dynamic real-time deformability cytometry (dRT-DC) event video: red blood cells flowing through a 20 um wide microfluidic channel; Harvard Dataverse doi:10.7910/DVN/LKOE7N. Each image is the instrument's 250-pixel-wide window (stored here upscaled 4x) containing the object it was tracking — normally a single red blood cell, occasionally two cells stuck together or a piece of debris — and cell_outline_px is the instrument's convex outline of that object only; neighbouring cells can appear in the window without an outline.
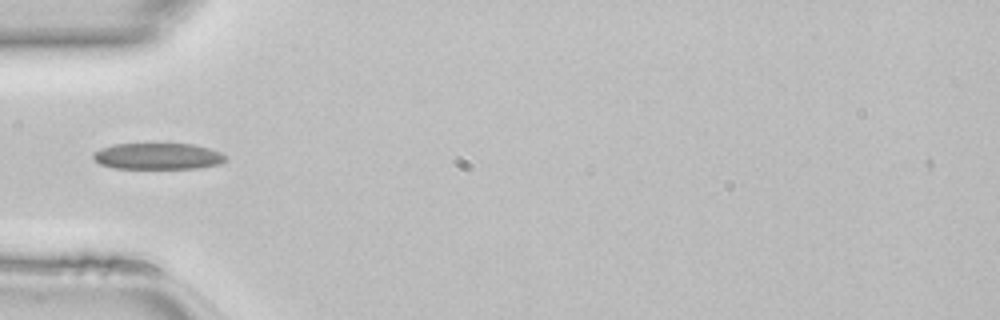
{"species": "common noctule bat (a hibernating species)", "species_latin": "Nyctalus noctula", "temperature_condition": "room temperature", "stored_images_in_passage": 34, "camera_frame_rate_fps": 3000, "um_per_image_px": 0.085, "animal": {"sex": "female", "body_mass_g": 22.7, "forearm_length_mm": 54.2}, "frame": {"image": 1, "passage_image": 2, "time_ms": 0.333, "image_size_px": [1000, 320], "cell_outline_px": [[224, 160], [220, 164], [196, 168], [112, 168], [100, 164], [92, 156], [92, 152], [100, 148], [116, 144], [192, 144], [208, 148], [220, 152], [224, 156]], "centroid_in_image_um": [13.36, 13.28], "position_along_channel_um": 71.6, "area_um2": 20.11}}
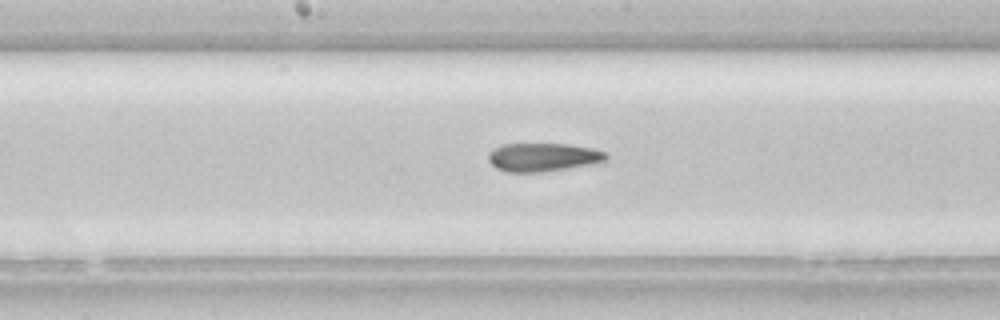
{"frame": {"image": 2, "passage_image": 11, "time_ms": 3.333, "image_size_px": [1000, 320], "cell_outline_px": [[608, 160], [592, 164], [544, 172], [508, 172], [496, 168], [488, 160], [488, 152], [492, 148], [500, 144], [568, 144], [592, 148], [604, 152], [608, 156]], "centroid_in_image_um": [46.13, 13.36], "position_along_channel_um": 202.1, "area_um2": 19.65}}
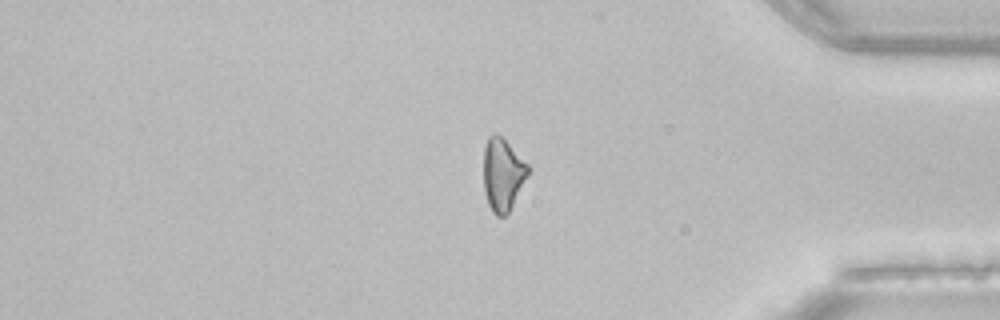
{"frame": {"image": 3, "passage_image": 26, "time_ms": 8.333, "image_size_px": [1000, 320], "cell_outline_px": [[528, 176], [508, 212], [504, 216], [496, 216], [492, 212], [488, 204], [484, 192], [484, 144], [488, 136], [492, 132], [496, 132], [528, 164]], "centroid_in_image_um": [42.7, 14.82], "position_along_channel_um": 392.5, "area_um2": 18.67}}